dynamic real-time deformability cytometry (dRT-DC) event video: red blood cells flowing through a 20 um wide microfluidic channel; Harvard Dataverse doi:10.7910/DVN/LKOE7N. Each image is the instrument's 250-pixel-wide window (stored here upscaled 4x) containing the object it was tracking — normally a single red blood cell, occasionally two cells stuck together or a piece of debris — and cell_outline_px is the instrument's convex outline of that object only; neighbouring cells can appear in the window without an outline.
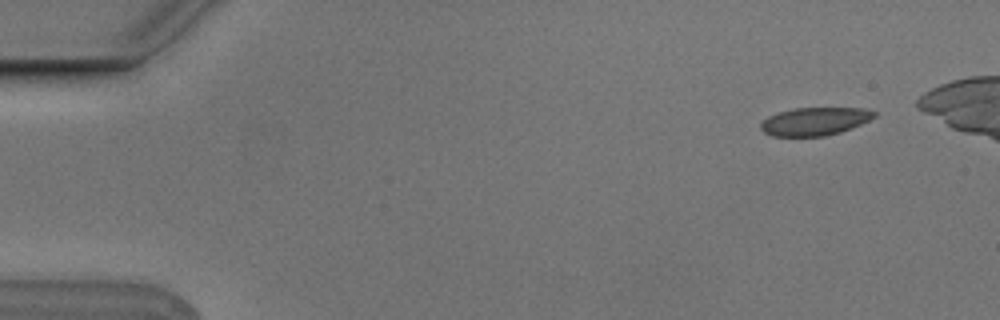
{"species": "Egyptian fruit bat (a non-hibernating species)", "species_latin": "Rousettus aegyptiacus", "temperature_condition": "cold", "stored_images_in_passage": 5, "camera_frame_rate_fps": 3000, "um_per_image_px": 0.085, "animal": {"sex": "male"}, "frame": {"image": 1, "passage_image": 2, "time_ms": 0.333, "image_size_px": [1000, 320], "cell_outline_px": [[876, 116], [860, 124], [840, 132], [824, 136], [772, 136], [764, 132], [760, 128], [760, 124], [768, 116], [780, 112], [796, 108], [864, 108], [876, 112]], "centroid_in_image_um": [69.24, 10.31], "position_along_channel_um": 15.8, "area_um2": 18.32}}